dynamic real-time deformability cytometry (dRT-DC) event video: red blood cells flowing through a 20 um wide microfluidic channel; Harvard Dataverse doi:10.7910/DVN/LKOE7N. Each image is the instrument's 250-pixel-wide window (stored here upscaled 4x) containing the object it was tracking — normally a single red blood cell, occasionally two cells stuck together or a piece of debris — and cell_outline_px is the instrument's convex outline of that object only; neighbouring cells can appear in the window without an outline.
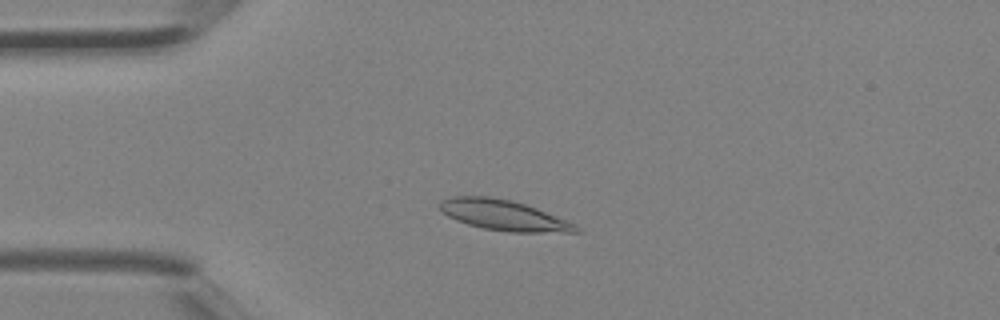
{"species": "Egyptian fruit bat (a non-hibernating species)", "species_latin": "Rousettus aegyptiacus", "temperature_condition": "room temperature", "stored_images_in_passage": 2, "camera_frame_rate_fps": 3000, "um_per_image_px": 0.085, "animal": {"sex": "female"}, "frame": {"image": 1, "passage_image": 2, "time_ms": 0.333, "image_size_px": [1000, 320], "cell_outline_px": [[580, 232], [508, 232], [484, 228], [468, 224], [456, 220], [440, 212], [440, 200], [452, 196], [488, 196], [512, 200], [536, 208], [576, 224], [580, 228]], "centroid_in_image_um": [42.78, 18.29], "position_along_channel_um": 42.2, "area_um2": 24.1}}